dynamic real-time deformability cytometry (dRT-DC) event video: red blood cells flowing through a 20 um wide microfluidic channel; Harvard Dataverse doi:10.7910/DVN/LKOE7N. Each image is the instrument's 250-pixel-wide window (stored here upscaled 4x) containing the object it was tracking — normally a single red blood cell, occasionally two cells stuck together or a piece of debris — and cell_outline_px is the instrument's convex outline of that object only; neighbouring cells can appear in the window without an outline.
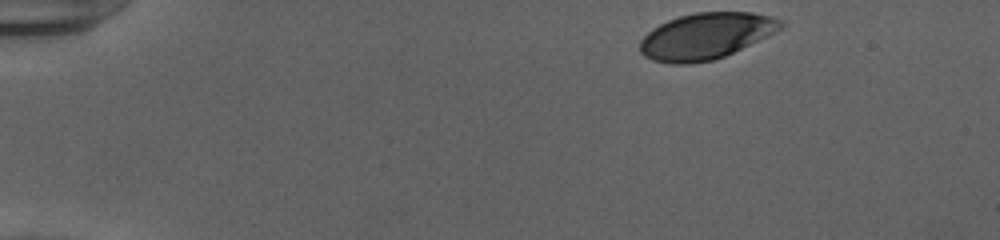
{"species": "human", "species_latin": "Homo sapiens", "temperature_condition": "cold", "stored_images_in_passage": 46, "camera_frame_rate_fps": 3000, "um_per_image_px": 0.085, "donor": {"sex": "female"}, "frame": {"image": 1, "passage_image": 1, "time_ms": 0.0, "image_size_px": [1000, 240], "cell_outline_px": [[784, 24], [780, 28], [724, 56], [712, 60], [688, 64], [672, 64], [652, 60], [644, 56], [640, 52], [640, 40], [652, 28], [668, 20], [680, 16], [696, 12], [752, 12], [768, 16], [780, 20]], "centroid_in_image_um": [59.91, 3.06], "position_along_channel_um": 25.1, "area_um2": 37.22}}
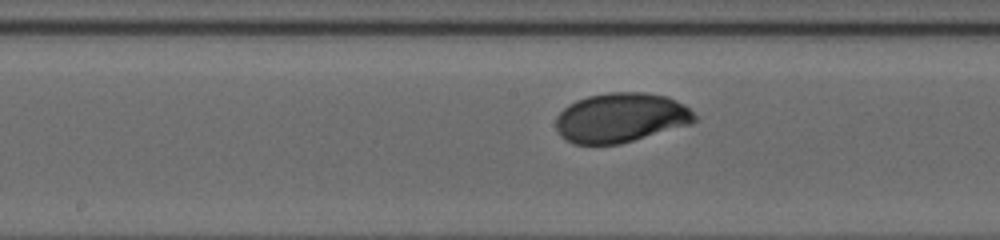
{"frame": {"image": 2, "passage_image": 22, "time_ms": 7.0, "image_size_px": [1000, 240], "cell_outline_px": [[696, 120], [688, 124], [620, 144], [572, 144], [564, 140], [560, 136], [556, 128], [556, 116], [568, 104], [576, 100], [588, 96], [608, 92], [644, 92], [668, 96], [684, 104], [696, 116]], "centroid_in_image_um": [52.72, 10.0], "position_along_channel_um": 195.5, "area_um2": 40.0}}
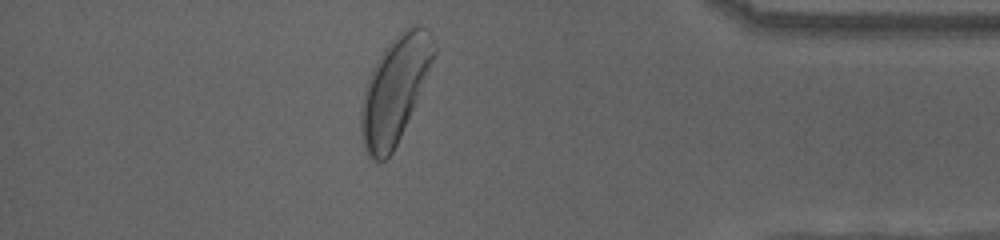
{"frame": {"image": 3, "passage_image": 40, "time_ms": 13.0, "image_size_px": [1000, 240], "cell_outline_px": [[436, 52], [400, 136], [392, 152], [384, 160], [372, 160], [368, 156], [364, 148], [360, 128], [360, 112], [364, 92], [368, 76], [376, 60], [384, 48], [408, 24], [420, 24], [428, 28], [432, 36], [436, 48]], "centroid_in_image_um": [33.53, 7.57], "position_along_channel_um": 401.7, "area_um2": 44.22}, "authors_computed_cell_mechanics": {"area_um2": 39.5641, "velocity_mm_per_s": 3.9057, "shape_relaxation_time_tau1_ms": 1.9611, "shape_relaxation_time_tau2_ms": null, "deformation_change_tau1": 0.1341, "deformation_change_tau2": null}}